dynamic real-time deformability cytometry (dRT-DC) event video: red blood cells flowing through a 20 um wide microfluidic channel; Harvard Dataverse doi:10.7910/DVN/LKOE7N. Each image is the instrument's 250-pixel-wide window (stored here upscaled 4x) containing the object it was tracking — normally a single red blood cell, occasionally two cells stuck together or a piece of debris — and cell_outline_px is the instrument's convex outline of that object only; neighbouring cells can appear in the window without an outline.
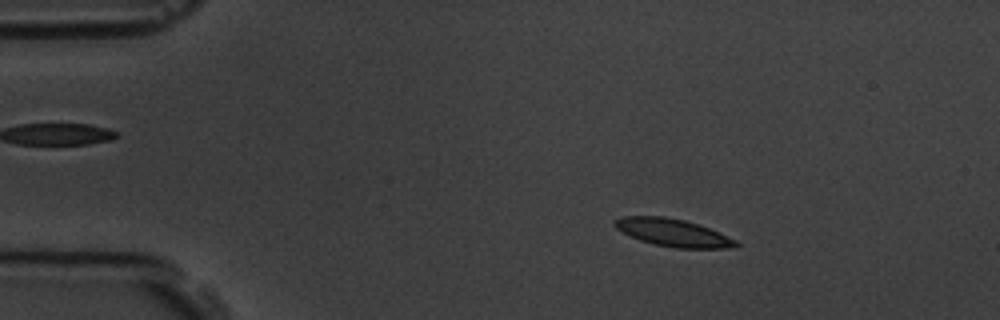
{"species": "common noctule bat (a hibernating species)", "species_latin": "Nyctalus noctula", "temperature_condition": "room temperature", "stored_images_in_passage": 5, "camera_frame_rate_fps": 3000, "um_per_image_px": 0.085, "animal": {"sex": "male", "body_mass_g": 19.5, "forearm_length_mm": 54.6}, "frame": {"image": 1, "passage_image": 3, "time_ms": 2.333, "image_size_px": [1000, 320], "cell_outline_px": [[740, 244], [736, 248], [676, 248], [656, 244], [640, 240], [616, 228], [612, 224], [612, 220], [620, 216], [664, 216], [684, 220], [708, 228], [736, 240]], "centroid_in_image_um": [57.18, 19.77], "position_along_channel_um": 27.8, "area_um2": 19.31}}